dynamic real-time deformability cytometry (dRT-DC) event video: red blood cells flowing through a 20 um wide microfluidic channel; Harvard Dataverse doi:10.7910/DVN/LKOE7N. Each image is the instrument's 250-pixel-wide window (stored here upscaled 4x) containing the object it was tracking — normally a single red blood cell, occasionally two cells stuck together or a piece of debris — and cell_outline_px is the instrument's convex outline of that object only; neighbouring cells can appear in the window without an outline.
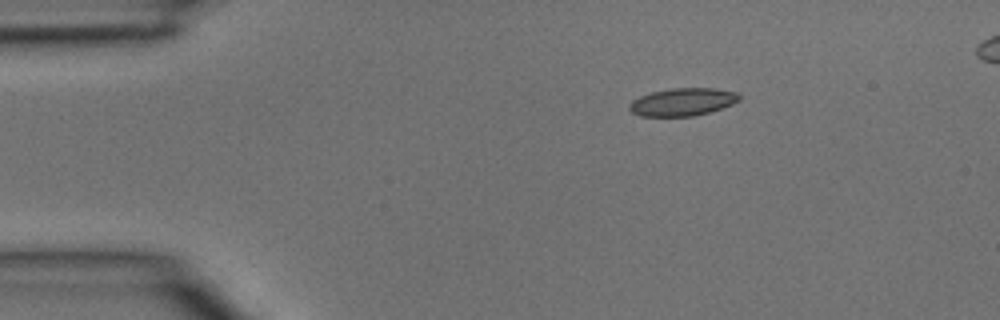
{"species": "common noctule bat (a hibernating species)", "species_latin": "Nyctalus noctula", "temperature_condition": "room temperature", "stored_images_in_passage": 3, "segment_of_instrument_passage": [1, 2], "camera_frame_rate_fps": 3000, "um_per_image_px": 0.085, "animal": {"sex": "male", "body_mass_g": 15.6}, "frame": {"image": 1, "passage_image": 1, "time_ms": 0.0, "image_size_px": [1000, 320], "cell_outline_px": [[740, 100], [732, 104], [708, 112], [692, 116], [640, 116], [632, 112], [628, 108], [628, 104], [632, 100], [640, 96], [652, 92], [672, 88], [716, 88], [736, 92], [740, 96]], "centroid_in_image_um": [58.0, 8.66], "position_along_channel_um": 27.0, "area_um2": 17.69}}